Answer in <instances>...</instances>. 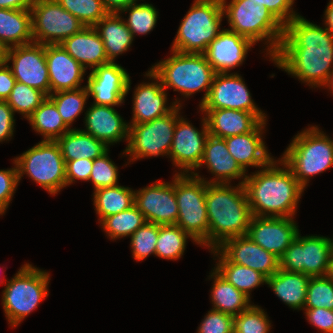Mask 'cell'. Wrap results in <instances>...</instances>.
I'll use <instances>...</instances> for the list:
<instances>
[{"label": "cell", "mask_w": 333, "mask_h": 333, "mask_svg": "<svg viewBox=\"0 0 333 333\" xmlns=\"http://www.w3.org/2000/svg\"><path fill=\"white\" fill-rule=\"evenodd\" d=\"M272 60L312 87L325 86L332 71L333 34L298 15L284 26L280 48Z\"/></svg>", "instance_id": "1"}, {"label": "cell", "mask_w": 333, "mask_h": 333, "mask_svg": "<svg viewBox=\"0 0 333 333\" xmlns=\"http://www.w3.org/2000/svg\"><path fill=\"white\" fill-rule=\"evenodd\" d=\"M278 162L287 169L276 167L277 162L272 160L242 181L252 216L292 218L296 211L304 188L291 170L281 160Z\"/></svg>", "instance_id": "2"}, {"label": "cell", "mask_w": 333, "mask_h": 333, "mask_svg": "<svg viewBox=\"0 0 333 333\" xmlns=\"http://www.w3.org/2000/svg\"><path fill=\"white\" fill-rule=\"evenodd\" d=\"M206 181L205 200L209 220L208 247L216 249L225 240L247 235L252 217L245 187Z\"/></svg>", "instance_id": "3"}, {"label": "cell", "mask_w": 333, "mask_h": 333, "mask_svg": "<svg viewBox=\"0 0 333 333\" xmlns=\"http://www.w3.org/2000/svg\"><path fill=\"white\" fill-rule=\"evenodd\" d=\"M173 56L159 62L150 70L161 80L162 87L174 88L184 96L206 90L200 105L206 100L215 70L208 63L204 54L180 53L172 50Z\"/></svg>", "instance_id": "4"}, {"label": "cell", "mask_w": 333, "mask_h": 333, "mask_svg": "<svg viewBox=\"0 0 333 333\" xmlns=\"http://www.w3.org/2000/svg\"><path fill=\"white\" fill-rule=\"evenodd\" d=\"M221 1L231 31L248 38L253 44L267 38L268 53L273 58L280 48L284 25L270 10L252 0H232L228 5L226 0Z\"/></svg>", "instance_id": "5"}, {"label": "cell", "mask_w": 333, "mask_h": 333, "mask_svg": "<svg viewBox=\"0 0 333 333\" xmlns=\"http://www.w3.org/2000/svg\"><path fill=\"white\" fill-rule=\"evenodd\" d=\"M281 161L305 188L308 177L333 166V140L312 126L295 136Z\"/></svg>", "instance_id": "6"}, {"label": "cell", "mask_w": 333, "mask_h": 333, "mask_svg": "<svg viewBox=\"0 0 333 333\" xmlns=\"http://www.w3.org/2000/svg\"><path fill=\"white\" fill-rule=\"evenodd\" d=\"M222 16L221 0H195L179 26L171 49L180 53L203 54L221 31Z\"/></svg>", "instance_id": "7"}, {"label": "cell", "mask_w": 333, "mask_h": 333, "mask_svg": "<svg viewBox=\"0 0 333 333\" xmlns=\"http://www.w3.org/2000/svg\"><path fill=\"white\" fill-rule=\"evenodd\" d=\"M193 173H178L174 177V191L178 204L176 225L197 244L208 246L209 220L205 200L206 181Z\"/></svg>", "instance_id": "8"}, {"label": "cell", "mask_w": 333, "mask_h": 333, "mask_svg": "<svg viewBox=\"0 0 333 333\" xmlns=\"http://www.w3.org/2000/svg\"><path fill=\"white\" fill-rule=\"evenodd\" d=\"M49 273L24 264L14 278L6 281L2 304L11 327L17 326L48 296Z\"/></svg>", "instance_id": "9"}, {"label": "cell", "mask_w": 333, "mask_h": 333, "mask_svg": "<svg viewBox=\"0 0 333 333\" xmlns=\"http://www.w3.org/2000/svg\"><path fill=\"white\" fill-rule=\"evenodd\" d=\"M18 180L28 174L50 194L66 187L65 161L56 141L42 140L14 160Z\"/></svg>", "instance_id": "10"}, {"label": "cell", "mask_w": 333, "mask_h": 333, "mask_svg": "<svg viewBox=\"0 0 333 333\" xmlns=\"http://www.w3.org/2000/svg\"><path fill=\"white\" fill-rule=\"evenodd\" d=\"M181 106H176L168 114L152 121L131 124L129 127L128 145L125 152L132 160L143 157L169 155L174 129Z\"/></svg>", "instance_id": "11"}, {"label": "cell", "mask_w": 333, "mask_h": 333, "mask_svg": "<svg viewBox=\"0 0 333 333\" xmlns=\"http://www.w3.org/2000/svg\"><path fill=\"white\" fill-rule=\"evenodd\" d=\"M333 251V240L328 237L305 236L298 233L279 258V268L310 277L326 276Z\"/></svg>", "instance_id": "12"}, {"label": "cell", "mask_w": 333, "mask_h": 333, "mask_svg": "<svg viewBox=\"0 0 333 333\" xmlns=\"http://www.w3.org/2000/svg\"><path fill=\"white\" fill-rule=\"evenodd\" d=\"M30 11L33 42L36 43L60 44L85 27L56 0H34Z\"/></svg>", "instance_id": "13"}, {"label": "cell", "mask_w": 333, "mask_h": 333, "mask_svg": "<svg viewBox=\"0 0 333 333\" xmlns=\"http://www.w3.org/2000/svg\"><path fill=\"white\" fill-rule=\"evenodd\" d=\"M12 60L10 67L17 82L26 84L50 95L49 73L45 57V45L32 42L5 50V62Z\"/></svg>", "instance_id": "14"}, {"label": "cell", "mask_w": 333, "mask_h": 333, "mask_svg": "<svg viewBox=\"0 0 333 333\" xmlns=\"http://www.w3.org/2000/svg\"><path fill=\"white\" fill-rule=\"evenodd\" d=\"M200 109H235L256 114L266 121L265 114L251 99L244 81L238 74L216 73L206 100Z\"/></svg>", "instance_id": "15"}, {"label": "cell", "mask_w": 333, "mask_h": 333, "mask_svg": "<svg viewBox=\"0 0 333 333\" xmlns=\"http://www.w3.org/2000/svg\"><path fill=\"white\" fill-rule=\"evenodd\" d=\"M134 205L149 223L175 225L178 204L173 183L155 182L134 193Z\"/></svg>", "instance_id": "16"}, {"label": "cell", "mask_w": 333, "mask_h": 333, "mask_svg": "<svg viewBox=\"0 0 333 333\" xmlns=\"http://www.w3.org/2000/svg\"><path fill=\"white\" fill-rule=\"evenodd\" d=\"M130 83V76L125 69L110 62L90 72L86 88L88 95L94 98V104L115 106L124 102Z\"/></svg>", "instance_id": "17"}, {"label": "cell", "mask_w": 333, "mask_h": 333, "mask_svg": "<svg viewBox=\"0 0 333 333\" xmlns=\"http://www.w3.org/2000/svg\"><path fill=\"white\" fill-rule=\"evenodd\" d=\"M293 218L252 216L247 235L278 258L296 239L299 231Z\"/></svg>", "instance_id": "18"}, {"label": "cell", "mask_w": 333, "mask_h": 333, "mask_svg": "<svg viewBox=\"0 0 333 333\" xmlns=\"http://www.w3.org/2000/svg\"><path fill=\"white\" fill-rule=\"evenodd\" d=\"M202 122L203 129L199 132L183 117L177 119L169 156L173 164L184 169L183 173L195 170L201 164L205 142L209 136L206 118Z\"/></svg>", "instance_id": "19"}, {"label": "cell", "mask_w": 333, "mask_h": 333, "mask_svg": "<svg viewBox=\"0 0 333 333\" xmlns=\"http://www.w3.org/2000/svg\"><path fill=\"white\" fill-rule=\"evenodd\" d=\"M217 249L230 261L261 272L267 278L279 268V258L256 244L248 235L225 240Z\"/></svg>", "instance_id": "20"}, {"label": "cell", "mask_w": 333, "mask_h": 333, "mask_svg": "<svg viewBox=\"0 0 333 333\" xmlns=\"http://www.w3.org/2000/svg\"><path fill=\"white\" fill-rule=\"evenodd\" d=\"M254 44L230 29H223L203 53L216 73H228L242 64Z\"/></svg>", "instance_id": "21"}, {"label": "cell", "mask_w": 333, "mask_h": 333, "mask_svg": "<svg viewBox=\"0 0 333 333\" xmlns=\"http://www.w3.org/2000/svg\"><path fill=\"white\" fill-rule=\"evenodd\" d=\"M45 57L50 94L82 88L80 84L83 81L85 69L66 52L61 44L45 45Z\"/></svg>", "instance_id": "22"}, {"label": "cell", "mask_w": 333, "mask_h": 333, "mask_svg": "<svg viewBox=\"0 0 333 333\" xmlns=\"http://www.w3.org/2000/svg\"><path fill=\"white\" fill-rule=\"evenodd\" d=\"M146 76L154 78L156 81H160V83H144L135 89L132 124L152 121L168 114L176 106L181 105L178 101H175L172 103V106L167 108L165 105L167 93H165V89L162 87L161 80L151 70L146 73Z\"/></svg>", "instance_id": "23"}, {"label": "cell", "mask_w": 333, "mask_h": 333, "mask_svg": "<svg viewBox=\"0 0 333 333\" xmlns=\"http://www.w3.org/2000/svg\"><path fill=\"white\" fill-rule=\"evenodd\" d=\"M265 124L266 121H262L252 132L224 138L230 155L244 172L248 166L263 168L274 160L262 140Z\"/></svg>", "instance_id": "24"}, {"label": "cell", "mask_w": 333, "mask_h": 333, "mask_svg": "<svg viewBox=\"0 0 333 333\" xmlns=\"http://www.w3.org/2000/svg\"><path fill=\"white\" fill-rule=\"evenodd\" d=\"M84 132L104 142L107 146L129 137V125L112 106L93 104L85 113Z\"/></svg>", "instance_id": "25"}, {"label": "cell", "mask_w": 333, "mask_h": 333, "mask_svg": "<svg viewBox=\"0 0 333 333\" xmlns=\"http://www.w3.org/2000/svg\"><path fill=\"white\" fill-rule=\"evenodd\" d=\"M206 112L208 132L217 138H228L252 132L262 120L254 113L235 109H200Z\"/></svg>", "instance_id": "26"}, {"label": "cell", "mask_w": 333, "mask_h": 333, "mask_svg": "<svg viewBox=\"0 0 333 333\" xmlns=\"http://www.w3.org/2000/svg\"><path fill=\"white\" fill-rule=\"evenodd\" d=\"M60 44L85 70L88 65L94 70L98 66L110 63L106 57L103 41L94 27L85 26Z\"/></svg>", "instance_id": "27"}, {"label": "cell", "mask_w": 333, "mask_h": 333, "mask_svg": "<svg viewBox=\"0 0 333 333\" xmlns=\"http://www.w3.org/2000/svg\"><path fill=\"white\" fill-rule=\"evenodd\" d=\"M203 164L216 176L215 180H210L208 183L229 184L231 179L247 176L236 160L230 155L225 139L217 138L210 134L206 139L199 167Z\"/></svg>", "instance_id": "28"}, {"label": "cell", "mask_w": 333, "mask_h": 333, "mask_svg": "<svg viewBox=\"0 0 333 333\" xmlns=\"http://www.w3.org/2000/svg\"><path fill=\"white\" fill-rule=\"evenodd\" d=\"M119 14L108 13L94 26L103 41L106 57L112 63L117 55L128 50L133 41L131 31Z\"/></svg>", "instance_id": "29"}, {"label": "cell", "mask_w": 333, "mask_h": 333, "mask_svg": "<svg viewBox=\"0 0 333 333\" xmlns=\"http://www.w3.org/2000/svg\"><path fill=\"white\" fill-rule=\"evenodd\" d=\"M32 42L31 11L0 9V44L5 50Z\"/></svg>", "instance_id": "30"}, {"label": "cell", "mask_w": 333, "mask_h": 333, "mask_svg": "<svg viewBox=\"0 0 333 333\" xmlns=\"http://www.w3.org/2000/svg\"><path fill=\"white\" fill-rule=\"evenodd\" d=\"M56 142L65 162L77 159L94 160L109 151L104 142L80 129L70 128Z\"/></svg>", "instance_id": "31"}, {"label": "cell", "mask_w": 333, "mask_h": 333, "mask_svg": "<svg viewBox=\"0 0 333 333\" xmlns=\"http://www.w3.org/2000/svg\"><path fill=\"white\" fill-rule=\"evenodd\" d=\"M310 276L303 273H291L279 269L267 278V285L290 308L302 309L306 302L307 285Z\"/></svg>", "instance_id": "32"}, {"label": "cell", "mask_w": 333, "mask_h": 333, "mask_svg": "<svg viewBox=\"0 0 333 333\" xmlns=\"http://www.w3.org/2000/svg\"><path fill=\"white\" fill-rule=\"evenodd\" d=\"M211 277L215 280L211 291L214 310L235 317L251 306L249 297L230 284L216 270Z\"/></svg>", "instance_id": "33"}, {"label": "cell", "mask_w": 333, "mask_h": 333, "mask_svg": "<svg viewBox=\"0 0 333 333\" xmlns=\"http://www.w3.org/2000/svg\"><path fill=\"white\" fill-rule=\"evenodd\" d=\"M213 250V253L216 255L220 253V260L214 270L249 298V291L252 290V288L260 286L262 283H267V277L261 272L230 262L217 248Z\"/></svg>", "instance_id": "34"}, {"label": "cell", "mask_w": 333, "mask_h": 333, "mask_svg": "<svg viewBox=\"0 0 333 333\" xmlns=\"http://www.w3.org/2000/svg\"><path fill=\"white\" fill-rule=\"evenodd\" d=\"M94 191V206L100 222L106 217L118 214L134 205L135 191L128 187L116 185Z\"/></svg>", "instance_id": "35"}, {"label": "cell", "mask_w": 333, "mask_h": 333, "mask_svg": "<svg viewBox=\"0 0 333 333\" xmlns=\"http://www.w3.org/2000/svg\"><path fill=\"white\" fill-rule=\"evenodd\" d=\"M28 120L32 128L48 141H56L70 130L62 120L55 103L48 96Z\"/></svg>", "instance_id": "36"}, {"label": "cell", "mask_w": 333, "mask_h": 333, "mask_svg": "<svg viewBox=\"0 0 333 333\" xmlns=\"http://www.w3.org/2000/svg\"><path fill=\"white\" fill-rule=\"evenodd\" d=\"M145 223H147V221L145 220L144 215L135 205L118 214L106 217L101 222L104 230L112 239L131 236Z\"/></svg>", "instance_id": "37"}, {"label": "cell", "mask_w": 333, "mask_h": 333, "mask_svg": "<svg viewBox=\"0 0 333 333\" xmlns=\"http://www.w3.org/2000/svg\"><path fill=\"white\" fill-rule=\"evenodd\" d=\"M188 237L190 236L176 224L159 225L155 255L164 259L177 260L184 253Z\"/></svg>", "instance_id": "38"}, {"label": "cell", "mask_w": 333, "mask_h": 333, "mask_svg": "<svg viewBox=\"0 0 333 333\" xmlns=\"http://www.w3.org/2000/svg\"><path fill=\"white\" fill-rule=\"evenodd\" d=\"M48 97L55 103L62 120L69 127L83 111L89 95L85 86L75 90L52 93Z\"/></svg>", "instance_id": "39"}, {"label": "cell", "mask_w": 333, "mask_h": 333, "mask_svg": "<svg viewBox=\"0 0 333 333\" xmlns=\"http://www.w3.org/2000/svg\"><path fill=\"white\" fill-rule=\"evenodd\" d=\"M46 98L41 90L16 81L6 102L14 113L20 112L28 119Z\"/></svg>", "instance_id": "40"}, {"label": "cell", "mask_w": 333, "mask_h": 333, "mask_svg": "<svg viewBox=\"0 0 333 333\" xmlns=\"http://www.w3.org/2000/svg\"><path fill=\"white\" fill-rule=\"evenodd\" d=\"M56 1L87 27H94L105 15L109 13L103 3V0Z\"/></svg>", "instance_id": "41"}, {"label": "cell", "mask_w": 333, "mask_h": 333, "mask_svg": "<svg viewBox=\"0 0 333 333\" xmlns=\"http://www.w3.org/2000/svg\"><path fill=\"white\" fill-rule=\"evenodd\" d=\"M333 310V281L326 276L310 277L303 309Z\"/></svg>", "instance_id": "42"}, {"label": "cell", "mask_w": 333, "mask_h": 333, "mask_svg": "<svg viewBox=\"0 0 333 333\" xmlns=\"http://www.w3.org/2000/svg\"><path fill=\"white\" fill-rule=\"evenodd\" d=\"M126 11H129V18L125 23L133 37L135 33L147 34L155 27L158 14L151 4L134 2L121 12Z\"/></svg>", "instance_id": "43"}, {"label": "cell", "mask_w": 333, "mask_h": 333, "mask_svg": "<svg viewBox=\"0 0 333 333\" xmlns=\"http://www.w3.org/2000/svg\"><path fill=\"white\" fill-rule=\"evenodd\" d=\"M158 234L159 225L147 222L131 235L132 253L136 260H143L150 254L155 255Z\"/></svg>", "instance_id": "44"}, {"label": "cell", "mask_w": 333, "mask_h": 333, "mask_svg": "<svg viewBox=\"0 0 333 333\" xmlns=\"http://www.w3.org/2000/svg\"><path fill=\"white\" fill-rule=\"evenodd\" d=\"M270 321L258 306L251 305L234 317V333H268Z\"/></svg>", "instance_id": "45"}, {"label": "cell", "mask_w": 333, "mask_h": 333, "mask_svg": "<svg viewBox=\"0 0 333 333\" xmlns=\"http://www.w3.org/2000/svg\"><path fill=\"white\" fill-rule=\"evenodd\" d=\"M89 180L92 181L95 190L118 185V169L108 157V151L101 157L93 160Z\"/></svg>", "instance_id": "46"}, {"label": "cell", "mask_w": 333, "mask_h": 333, "mask_svg": "<svg viewBox=\"0 0 333 333\" xmlns=\"http://www.w3.org/2000/svg\"><path fill=\"white\" fill-rule=\"evenodd\" d=\"M198 333H234V317L211 309L203 319Z\"/></svg>", "instance_id": "47"}, {"label": "cell", "mask_w": 333, "mask_h": 333, "mask_svg": "<svg viewBox=\"0 0 333 333\" xmlns=\"http://www.w3.org/2000/svg\"><path fill=\"white\" fill-rule=\"evenodd\" d=\"M18 171L15 167L8 170H0V214H4L12 200L13 193L18 185Z\"/></svg>", "instance_id": "48"}, {"label": "cell", "mask_w": 333, "mask_h": 333, "mask_svg": "<svg viewBox=\"0 0 333 333\" xmlns=\"http://www.w3.org/2000/svg\"><path fill=\"white\" fill-rule=\"evenodd\" d=\"M255 4L263 6L285 26L298 15L291 10L294 0H252Z\"/></svg>", "instance_id": "49"}, {"label": "cell", "mask_w": 333, "mask_h": 333, "mask_svg": "<svg viewBox=\"0 0 333 333\" xmlns=\"http://www.w3.org/2000/svg\"><path fill=\"white\" fill-rule=\"evenodd\" d=\"M93 160L77 159L65 162L66 185L75 181V179L89 181L92 171Z\"/></svg>", "instance_id": "50"}, {"label": "cell", "mask_w": 333, "mask_h": 333, "mask_svg": "<svg viewBox=\"0 0 333 333\" xmlns=\"http://www.w3.org/2000/svg\"><path fill=\"white\" fill-rule=\"evenodd\" d=\"M306 318L324 333H333V310L325 308L305 309Z\"/></svg>", "instance_id": "51"}, {"label": "cell", "mask_w": 333, "mask_h": 333, "mask_svg": "<svg viewBox=\"0 0 333 333\" xmlns=\"http://www.w3.org/2000/svg\"><path fill=\"white\" fill-rule=\"evenodd\" d=\"M14 123L13 110L6 101L0 100V142L12 137Z\"/></svg>", "instance_id": "52"}, {"label": "cell", "mask_w": 333, "mask_h": 333, "mask_svg": "<svg viewBox=\"0 0 333 333\" xmlns=\"http://www.w3.org/2000/svg\"><path fill=\"white\" fill-rule=\"evenodd\" d=\"M16 79L12 70L4 61L0 63V100L6 101L15 86Z\"/></svg>", "instance_id": "53"}, {"label": "cell", "mask_w": 333, "mask_h": 333, "mask_svg": "<svg viewBox=\"0 0 333 333\" xmlns=\"http://www.w3.org/2000/svg\"><path fill=\"white\" fill-rule=\"evenodd\" d=\"M34 0H0V9L30 10Z\"/></svg>", "instance_id": "54"}, {"label": "cell", "mask_w": 333, "mask_h": 333, "mask_svg": "<svg viewBox=\"0 0 333 333\" xmlns=\"http://www.w3.org/2000/svg\"><path fill=\"white\" fill-rule=\"evenodd\" d=\"M134 2H136V0H103L109 13H119Z\"/></svg>", "instance_id": "55"}, {"label": "cell", "mask_w": 333, "mask_h": 333, "mask_svg": "<svg viewBox=\"0 0 333 333\" xmlns=\"http://www.w3.org/2000/svg\"><path fill=\"white\" fill-rule=\"evenodd\" d=\"M324 15L326 28L333 34V0H330Z\"/></svg>", "instance_id": "56"}, {"label": "cell", "mask_w": 333, "mask_h": 333, "mask_svg": "<svg viewBox=\"0 0 333 333\" xmlns=\"http://www.w3.org/2000/svg\"><path fill=\"white\" fill-rule=\"evenodd\" d=\"M327 276L333 281V251L331 253V257H330V260H329V267H328Z\"/></svg>", "instance_id": "57"}, {"label": "cell", "mask_w": 333, "mask_h": 333, "mask_svg": "<svg viewBox=\"0 0 333 333\" xmlns=\"http://www.w3.org/2000/svg\"><path fill=\"white\" fill-rule=\"evenodd\" d=\"M325 85L328 86L329 88H331V90L333 91V69H332L329 79Z\"/></svg>", "instance_id": "58"}, {"label": "cell", "mask_w": 333, "mask_h": 333, "mask_svg": "<svg viewBox=\"0 0 333 333\" xmlns=\"http://www.w3.org/2000/svg\"><path fill=\"white\" fill-rule=\"evenodd\" d=\"M5 61V48L0 44V63Z\"/></svg>", "instance_id": "59"}]
</instances>
